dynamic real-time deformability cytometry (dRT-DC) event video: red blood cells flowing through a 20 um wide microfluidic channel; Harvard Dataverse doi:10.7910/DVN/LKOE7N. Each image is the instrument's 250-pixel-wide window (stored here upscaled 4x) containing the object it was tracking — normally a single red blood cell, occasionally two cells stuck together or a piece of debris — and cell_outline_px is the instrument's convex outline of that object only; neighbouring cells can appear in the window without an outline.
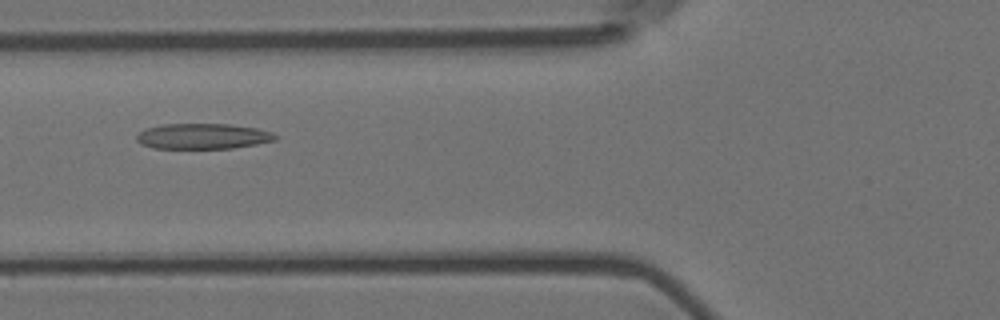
{"species": "Egyptian fruit bat (a non-hibernating species)", "species_latin": "Rousettus aegyptiacus", "temperature_condition": "room temperature", "stored_images_in_passage": 8, "camera_frame_rate_fps": 3000, "um_per_image_px": 0.085, "animal": {"sex": "female"}, "frame": {"image": 1, "passage_image": 7, "time_ms": 2.0, "image_size_px": [1000, 320], "cell_outline_px": [[280, 136], [276, 140], [256, 144], [232, 148], [152, 148], [140, 144], [136, 140], [136, 136], [144, 128], [164, 124], [228, 124], [256, 128], [272, 132]], "centroid_in_image_um": [17.23, 11.58], "position_along_channel_um": 108.6, "area_um2": 20.69}}
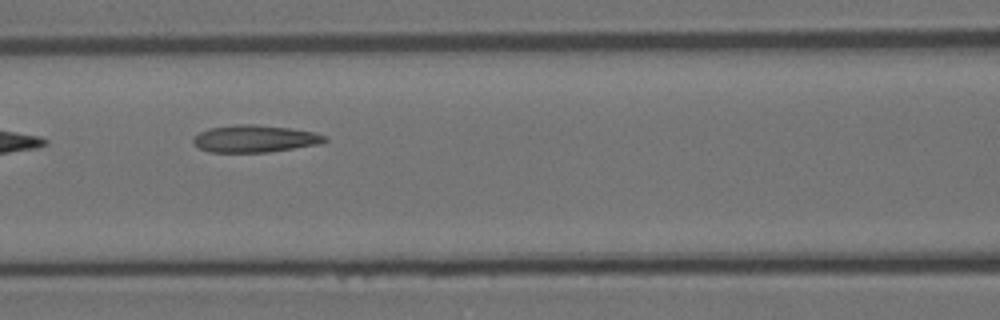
{"frame": {"image": 2, "passage_image": 8, "time_ms": 2.333, "image_size_px": [1000, 320], "cell_outline_px": [[328, 140], [316, 144], [268, 152], [212, 152], [200, 148], [192, 140], [192, 136], [208, 128], [236, 124], [256, 124], [288, 128], [312, 132], [328, 136]], "centroid_in_image_um": [21.62, 11.78], "position_along_channel_um": 145.0, "area_um2": 20.63}}